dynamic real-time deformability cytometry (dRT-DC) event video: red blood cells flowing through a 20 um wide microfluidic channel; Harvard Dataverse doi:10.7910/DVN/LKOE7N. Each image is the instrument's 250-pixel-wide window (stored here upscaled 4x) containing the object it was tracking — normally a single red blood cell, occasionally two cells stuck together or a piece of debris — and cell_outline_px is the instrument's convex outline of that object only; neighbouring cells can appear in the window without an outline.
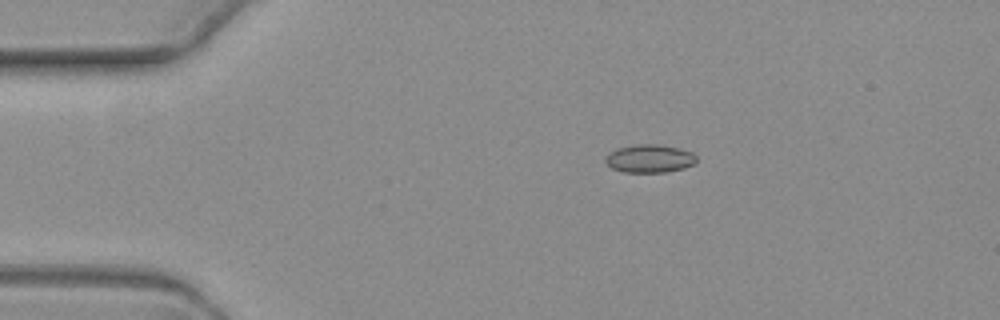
{"species": "common noctule bat (a hibernating species)", "species_latin": "Nyctalus noctula", "temperature_condition": "warm", "stored_images_in_passage": 10, "camera_frame_rate_fps": 3000, "um_per_image_px": 0.085, "animal": {"sex": "female", "body_mass_g": 19.3, "forearm_length_mm": 54.1}, "frame": {"image": 1, "passage_image": 3, "time_ms": 2.333, "image_size_px": [1000, 320], "cell_outline_px": [[696, 164], [684, 168], [668, 172], [624, 172], [612, 168], [604, 160], [604, 156], [608, 152], [616, 148], [636, 144], [660, 144], [680, 148], [692, 152], [696, 156]], "centroid_in_image_um": [55.21, 13.47], "position_along_channel_um": 29.8, "area_um2": 15.2}}
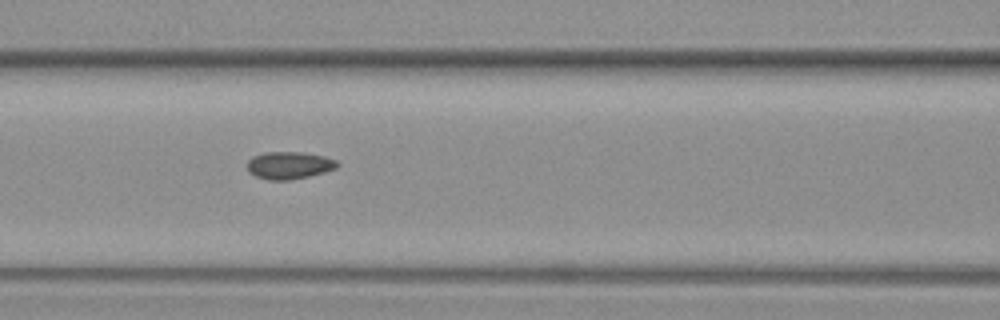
{"frame": {"image": 2, "passage_image": 7, "time_ms": 7.0, "image_size_px": [1000, 320], "cell_outline_px": [[340, 164], [336, 168], [324, 172], [308, 176], [288, 180], [268, 180], [256, 176], [248, 172], [248, 160], [252, 156], [264, 152], [304, 152], [324, 156], [336, 160]], "centroid_in_image_um": [24.57, 14.04], "position_along_channel_um": 142.0, "area_um2": 14.39}}
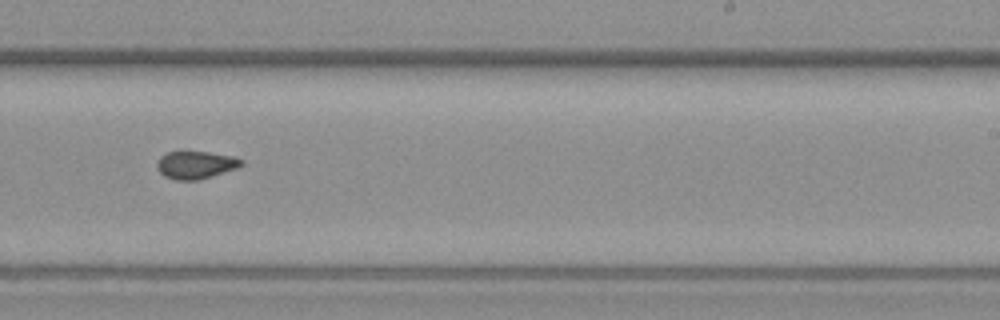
{"frame": {"image": 3, "passage_image": 10, "time_ms": 10.667, "image_size_px": [1000, 320], "cell_outline_px": [[244, 164], [236, 168], [200, 180], [176, 180], [164, 176], [156, 168], [156, 164], [160, 156], [168, 152], [208, 152], [236, 156], [244, 160]], "centroid_in_image_um": [16.65, 14.02], "position_along_channel_um": 272.3, "area_um2": 13.7}}